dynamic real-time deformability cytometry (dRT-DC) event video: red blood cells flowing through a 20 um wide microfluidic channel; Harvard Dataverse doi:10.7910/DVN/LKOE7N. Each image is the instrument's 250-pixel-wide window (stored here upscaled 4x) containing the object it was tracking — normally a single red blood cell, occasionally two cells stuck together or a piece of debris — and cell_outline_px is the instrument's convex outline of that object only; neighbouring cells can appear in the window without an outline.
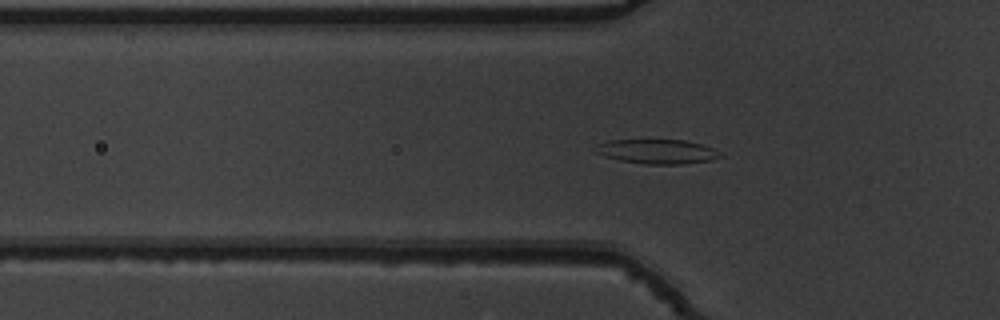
{"species": "common noctule bat (a hibernating species)", "species_latin": "Nyctalus noctula", "temperature_condition": "warm", "stored_images_in_passage": 43, "camera_frame_rate_fps": 3000, "um_per_image_px": 0.085, "animal": {"sex": "male", "body_mass_g": 19.5, "forearm_length_mm": 54.6}, "frame": {"image": 1, "passage_image": 7, "time_ms": 2.0, "image_size_px": [1000, 320], "cell_outline_px": [[724, 156], [712, 160], [684, 164], [644, 164], [620, 160], [604, 156], [592, 152], [592, 148], [608, 140], [684, 140], [700, 144], [712, 148], [720, 152]], "centroid_in_image_um": [55.84, 12.88], "position_along_channel_um": 70.0, "area_um2": 17.86}}
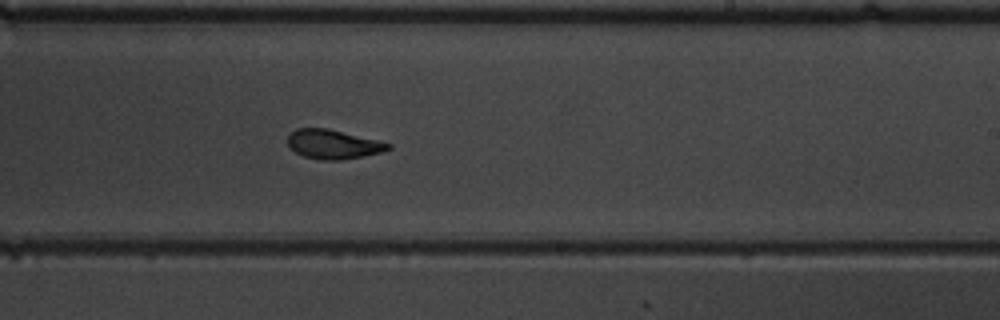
{"frame": {"image": 2, "passage_image": 22, "time_ms": 7.0, "image_size_px": [1000, 320], "cell_outline_px": [[392, 148], [384, 152], [364, 156], [340, 160], [320, 160], [304, 156], [296, 152], [288, 144], [288, 136], [296, 128], [328, 128], [380, 140], [392, 144]], "centroid_in_image_um": [28.38, 12.26], "position_along_channel_um": 260.6, "area_um2": 17.28}}
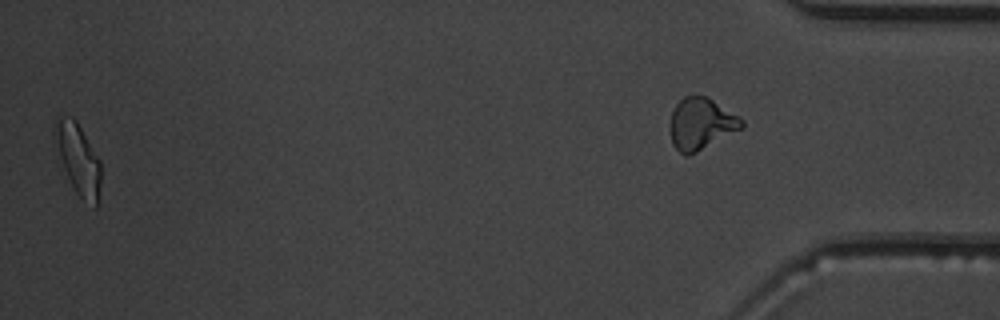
{"frame": {"image": 3, "passage_image": 42, "time_ms": 13.667, "image_size_px": [1000, 320], "cell_outline_px": [[100, 184], [96, 208], [84, 200], [76, 192], [64, 168], [52, 136], [52, 128], [56, 116], [72, 116], [76, 120], [100, 160]], "centroid_in_image_um": [6.61, 13.43], "position_along_channel_um": 428.6, "area_um2": 18.84}, "authors_computed_cell_mechanics": {"area_um2": 17.629, "velocity_mm_per_s": 3.8309, "shape_relaxation_time_tau1_ms": 5.3178, "shape_relaxation_time_tau2_ms": 2.1196, "deformation_change_tau1": 0.1781, "deformation_change_tau2": 0.0859}}